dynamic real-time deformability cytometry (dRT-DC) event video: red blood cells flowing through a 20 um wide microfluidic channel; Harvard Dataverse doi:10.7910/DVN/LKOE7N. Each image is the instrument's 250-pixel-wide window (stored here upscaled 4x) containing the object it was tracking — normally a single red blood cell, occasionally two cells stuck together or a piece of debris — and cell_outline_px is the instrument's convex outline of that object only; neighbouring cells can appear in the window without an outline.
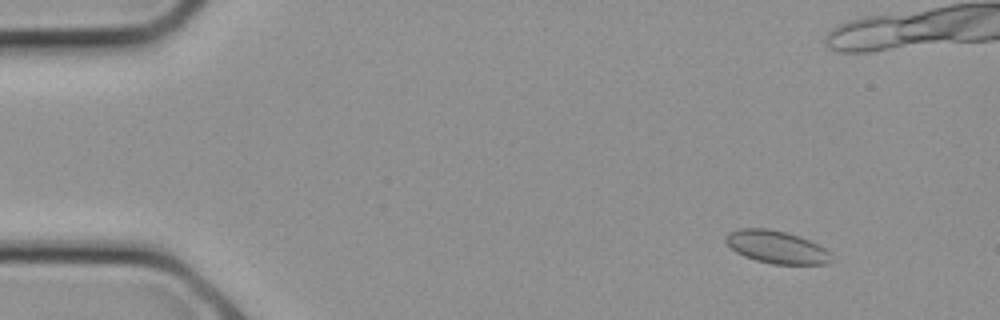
{"species": "common noctule bat (a hibernating species)", "species_latin": "Nyctalus noctula", "temperature_condition": "cold", "stored_images_in_passage": 12, "camera_frame_rate_fps": 3000, "um_per_image_px": 0.085, "animal": {"sex": "female", "body_mass_g": 21.9}, "frame": {"image": 1, "passage_image": 3, "time_ms": 0.667, "image_size_px": [1000, 320], "cell_outline_px": [[832, 260], [828, 264], [772, 264], [756, 260], [744, 256], [736, 252], [724, 240], [724, 236], [728, 232], [736, 228], [768, 228], [788, 232], [800, 236], [824, 248], [832, 256]], "centroid_in_image_um": [65.97, 20.98], "position_along_channel_um": 19.0, "area_um2": 20.23}}
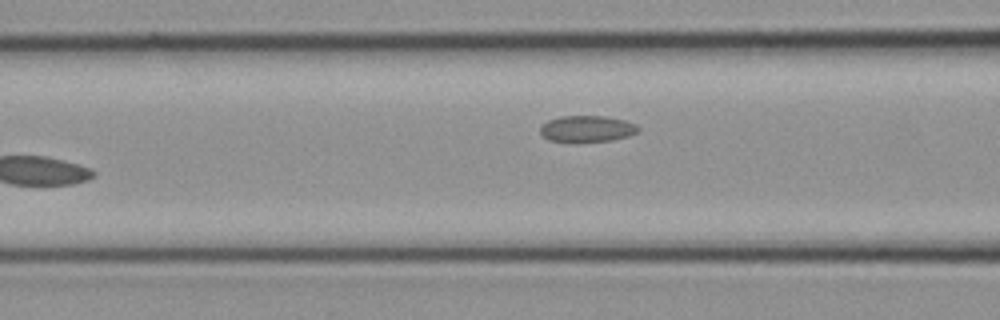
{"frame": {"image": 2, "passage_image": 12, "time_ms": 3.667, "image_size_px": [1000, 320], "cell_outline_px": [[640, 132], [628, 136], [612, 140], [572, 144], [548, 140], [540, 132], [540, 124], [548, 120], [560, 116], [604, 116], [624, 120], [636, 124], [640, 128]], "centroid_in_image_um": [49.87, 10.98], "position_along_channel_um": 116.7, "area_um2": 15.66}}